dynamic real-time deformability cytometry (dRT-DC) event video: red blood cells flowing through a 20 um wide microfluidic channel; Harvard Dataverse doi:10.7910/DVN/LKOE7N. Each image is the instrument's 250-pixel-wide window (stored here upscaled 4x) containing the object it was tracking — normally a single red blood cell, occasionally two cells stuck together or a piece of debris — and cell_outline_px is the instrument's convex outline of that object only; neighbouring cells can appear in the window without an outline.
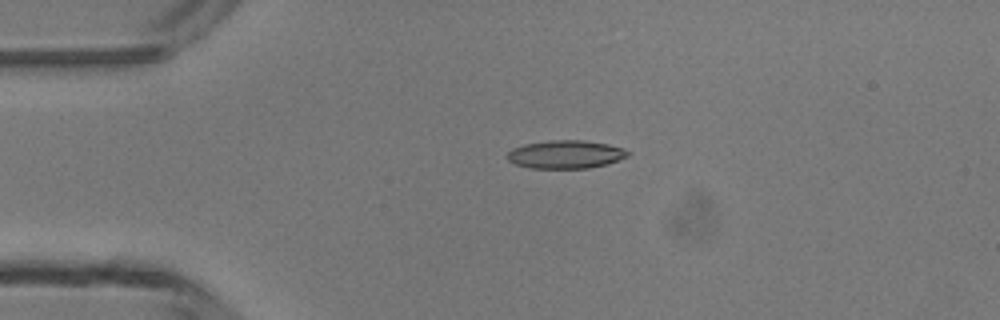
{"species": "common noctule bat (a hibernating species)", "species_latin": "Nyctalus noctula", "temperature_condition": "room temperature", "stored_images_in_passage": 2, "camera_frame_rate_fps": 3000, "um_per_image_px": 0.085, "animal": {"sex": "male", "body_mass_g": 13.3}, "frame": {"image": 1, "passage_image": 1, "time_ms": 0.0, "image_size_px": [1000, 320], "cell_outline_px": [[628, 156], [604, 164], [588, 168], [532, 168], [516, 164], [508, 160], [508, 152], [512, 148], [524, 144], [552, 140], [584, 140], [608, 144], [624, 148], [628, 152]], "centroid_in_image_um": [48.06, 13.11], "position_along_channel_um": 36.9, "area_um2": 19.54}}